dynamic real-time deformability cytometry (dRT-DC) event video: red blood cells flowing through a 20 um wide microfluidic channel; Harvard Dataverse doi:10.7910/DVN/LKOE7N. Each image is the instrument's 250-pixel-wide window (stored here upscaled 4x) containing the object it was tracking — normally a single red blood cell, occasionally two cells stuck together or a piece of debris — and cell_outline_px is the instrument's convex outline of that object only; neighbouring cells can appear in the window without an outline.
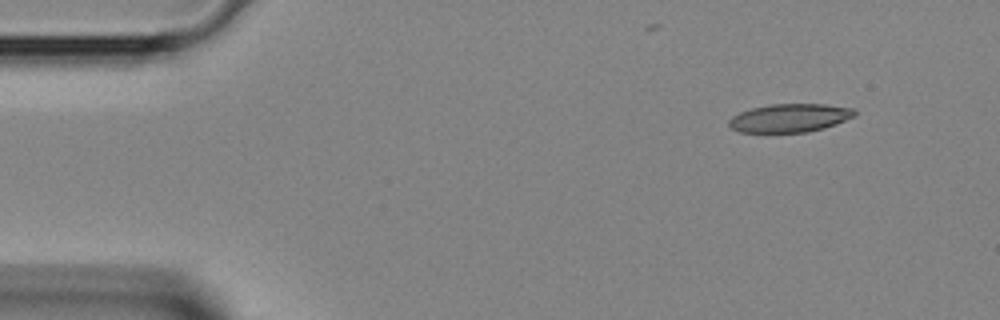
{"species": "Egyptian fruit bat (a non-hibernating species)", "species_latin": "Rousettus aegyptiacus", "temperature_condition": "room temperature", "stored_images_in_passage": 3, "camera_frame_rate_fps": 3000, "um_per_image_px": 0.085, "animal": {"sex": "female"}, "frame": {"image": 1, "passage_image": 1, "time_ms": 0.0, "image_size_px": [1000, 320], "cell_outline_px": [[856, 116], [836, 124], [824, 128], [808, 132], [740, 132], [732, 128], [728, 124], [728, 120], [732, 116], [740, 112], [752, 108], [768, 104], [824, 104], [856, 108]], "centroid_in_image_um": [67.16, 10.02], "position_along_channel_um": 17.8, "area_um2": 20.92}}
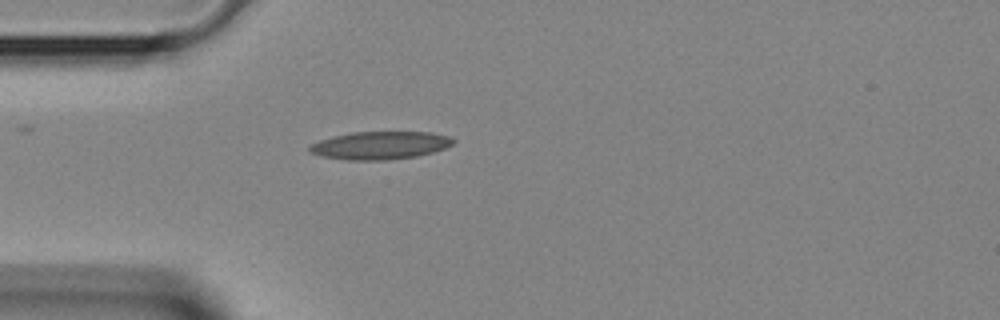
{"frame": {"image": 2, "passage_image": 3, "time_ms": 0.667, "image_size_px": [1000, 320], "cell_outline_px": [[456, 140], [452, 144], [444, 148], [432, 152], [416, 156], [388, 160], [348, 160], [324, 156], [308, 152], [308, 148], [312, 144], [320, 140], [332, 136], [352, 132], [432, 132], [448, 136]], "centroid_in_image_um": [32.31, 12.35], "position_along_channel_um": 52.7, "area_um2": 23.24}}